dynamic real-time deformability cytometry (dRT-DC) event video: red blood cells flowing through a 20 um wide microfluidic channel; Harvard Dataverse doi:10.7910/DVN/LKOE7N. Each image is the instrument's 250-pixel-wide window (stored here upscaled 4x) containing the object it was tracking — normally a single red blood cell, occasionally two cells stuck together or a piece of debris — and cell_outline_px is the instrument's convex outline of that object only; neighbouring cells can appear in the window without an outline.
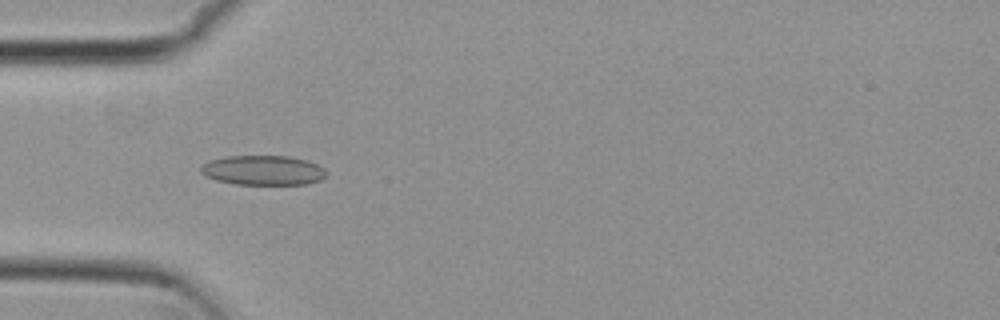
{"species": "common noctule bat (a hibernating species)", "species_latin": "Nyctalus noctula", "temperature_condition": "cold", "stored_images_in_passage": 37, "camera_frame_rate_fps": 3000, "um_per_image_px": 0.085, "animal": {"sex": "female", "body_mass_g": 29.2, "forearm_length_mm": 56.3}, "frame": {"image": 1, "passage_image": 7, "time_ms": 2.0, "image_size_px": [1000, 320], "cell_outline_px": [[328, 172], [320, 180], [308, 184], [236, 184], [216, 180], [200, 172], [200, 164], [208, 160], [228, 156], [288, 156], [308, 160], [324, 168]], "centroid_in_image_um": [22.35, 14.46], "position_along_channel_um": 62.6, "area_um2": 21.79}}
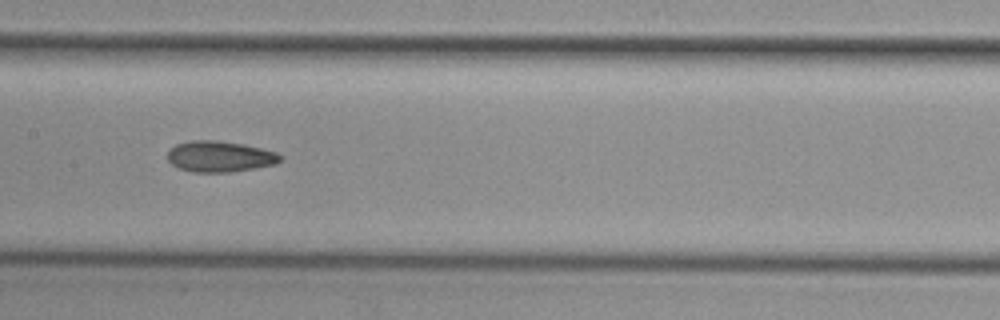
{"frame": {"image": 2, "passage_image": 17, "time_ms": 5.333, "image_size_px": [1000, 320], "cell_outline_px": [[284, 156], [276, 164], [228, 172], [192, 172], [180, 168], [172, 164], [168, 160], [168, 152], [176, 144], [192, 140], [216, 140], [244, 144], [276, 152]], "centroid_in_image_um": [18.69, 13.29], "position_along_channel_um": 188.7, "area_um2": 20.17}}
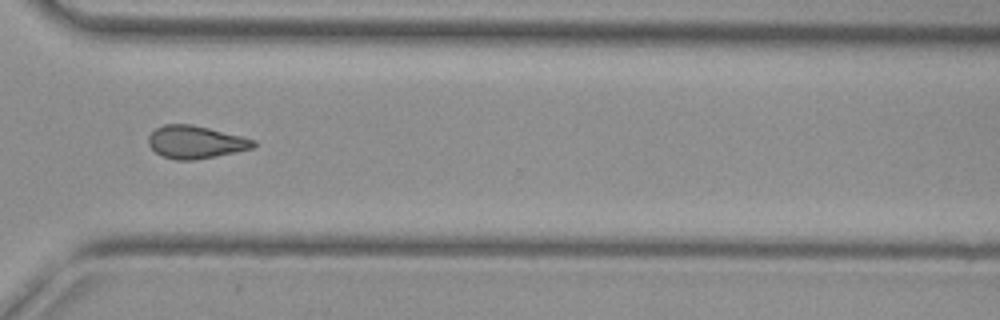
{"frame": {"image": 3, "passage_image": 30, "time_ms": 9.667, "image_size_px": [1000, 320], "cell_outline_px": [[256, 144], [252, 148], [192, 160], [176, 160], [164, 156], [156, 152], [148, 144], [148, 136], [156, 128], [164, 124], [192, 124], [256, 140]], "centroid_in_image_um": [16.58, 12.06], "position_along_channel_um": 354.0, "area_um2": 19.59}, "authors_computed_cell_mechanics": {"area_um2": 19.9988, "velocity_mm_per_s": 3.8141, "shape_relaxation_time_tau1_ms": null, "shape_relaxation_time_tau2_ms": 5.3084, "deformation_change_tau1": null, "deformation_change_tau2": 0.1157}}